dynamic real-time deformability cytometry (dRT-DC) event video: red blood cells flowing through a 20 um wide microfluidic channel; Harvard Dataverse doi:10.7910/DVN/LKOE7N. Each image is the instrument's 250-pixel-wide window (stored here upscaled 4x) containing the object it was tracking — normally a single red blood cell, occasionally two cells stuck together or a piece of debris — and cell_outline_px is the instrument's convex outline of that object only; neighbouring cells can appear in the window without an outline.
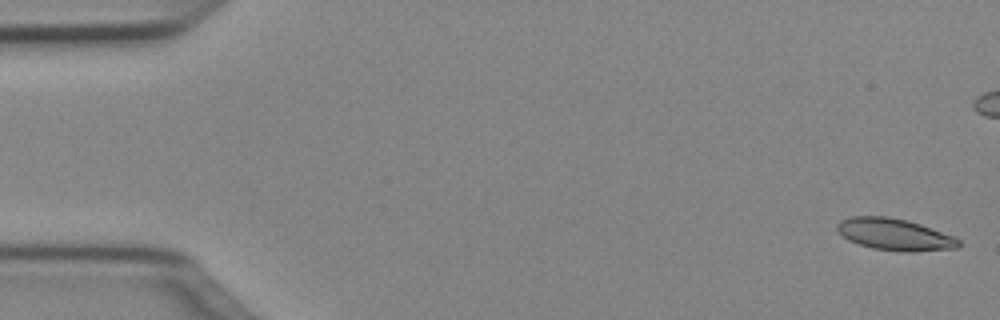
{"species": "Egyptian fruit bat (a non-hibernating species)", "species_latin": "Rousettus aegyptiacus", "temperature_condition": "cold", "stored_images_in_passage": 51, "camera_frame_rate_fps": 3000, "um_per_image_px": 0.085, "animal": {"sex": "female"}, "frame": {"image": 1, "passage_image": 1, "time_ms": 0.0, "image_size_px": [1000, 320], "cell_outline_px": [[960, 244], [956, 248], [908, 252], [904, 252], [872, 248], [848, 240], [836, 228], [836, 224], [840, 220], [852, 216], [888, 216], [908, 220], [920, 224], [952, 236], [960, 240]], "centroid_in_image_um": [76.01, 19.92], "position_along_channel_um": 9.0, "area_um2": 22.31}}
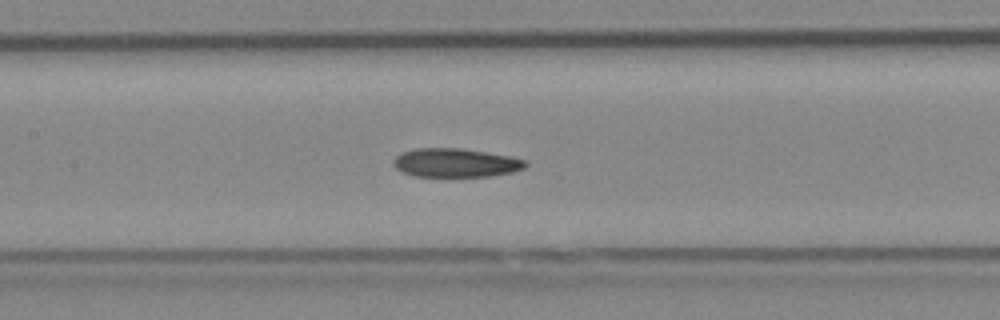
{"frame": {"image": 2, "passage_image": 23, "time_ms": 7.333, "image_size_px": [1000, 320], "cell_outline_px": [[528, 164], [524, 168], [512, 172], [492, 176], [412, 176], [396, 168], [392, 164], [392, 160], [400, 152], [412, 148], [464, 148], [508, 156], [528, 160]], "centroid_in_image_um": [38.7, 13.82], "position_along_channel_um": 168.7, "area_um2": 22.31}}
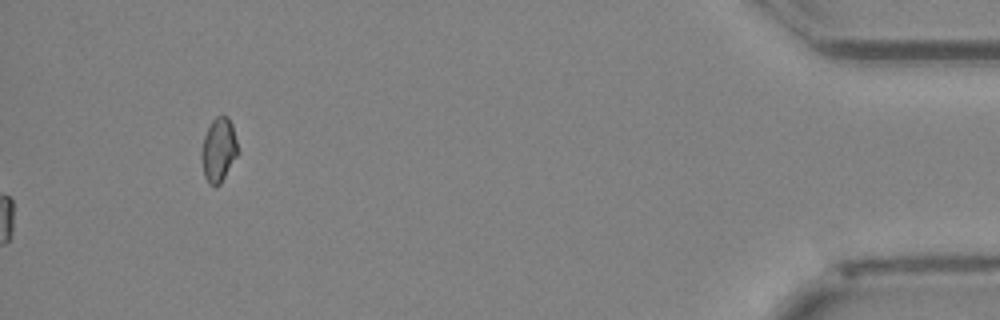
{"frame": {"image": 3, "passage_image": 51, "time_ms": 16.667, "image_size_px": [1000, 320], "cell_outline_px": [[240, 152], [220, 184], [216, 188], [208, 184], [204, 176], [200, 160], [200, 152], [204, 136], [212, 120], [216, 116], [228, 116], [232, 124]], "centroid_in_image_um": [18.58, 12.78], "position_along_channel_um": 416.6, "area_um2": 13.99}, "authors_computed_cell_mechanics": {"area_um2": 22.253, "velocity_mm_per_s": 4.0265, "shape_relaxation_time_tau1_ms": 10.7816, "shape_relaxation_time_tau2_ms": null, "deformation_change_tau1": 0.1732, "deformation_change_tau2": null}}